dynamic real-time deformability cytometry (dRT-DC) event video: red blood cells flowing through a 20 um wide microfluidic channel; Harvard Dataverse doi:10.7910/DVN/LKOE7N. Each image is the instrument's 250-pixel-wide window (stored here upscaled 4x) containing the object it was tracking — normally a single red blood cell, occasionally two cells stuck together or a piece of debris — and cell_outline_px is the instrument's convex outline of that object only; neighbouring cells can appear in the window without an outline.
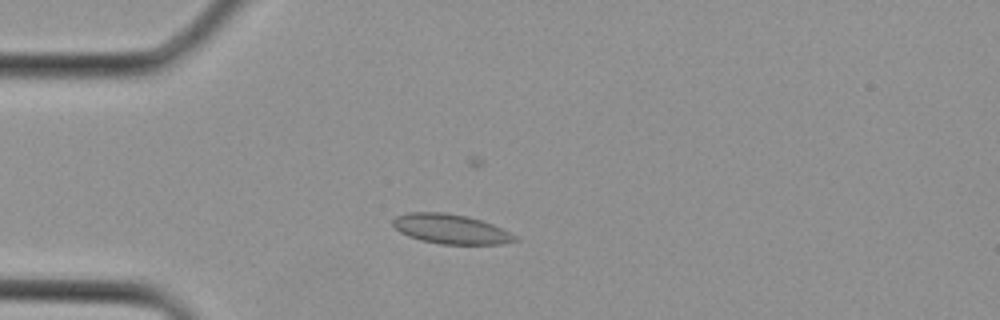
{"species": "Egyptian fruit bat (a non-hibernating species)", "species_latin": "Rousettus aegyptiacus", "temperature_condition": "cold", "stored_images_in_passage": 3, "camera_frame_rate_fps": 3000, "um_per_image_px": 0.085, "animal": {"sex": "female"}, "frame": {"image": 1, "passage_image": 3, "time_ms": 0.667, "image_size_px": [1000, 320], "cell_outline_px": [[520, 240], [500, 244], [440, 244], [420, 240], [408, 236], [400, 232], [392, 224], [392, 220], [396, 216], [408, 212], [444, 212], [464, 216], [480, 220], [492, 224], [516, 236]], "centroid_in_image_um": [38.28, 19.47], "position_along_channel_um": 46.7, "area_um2": 20.92}}